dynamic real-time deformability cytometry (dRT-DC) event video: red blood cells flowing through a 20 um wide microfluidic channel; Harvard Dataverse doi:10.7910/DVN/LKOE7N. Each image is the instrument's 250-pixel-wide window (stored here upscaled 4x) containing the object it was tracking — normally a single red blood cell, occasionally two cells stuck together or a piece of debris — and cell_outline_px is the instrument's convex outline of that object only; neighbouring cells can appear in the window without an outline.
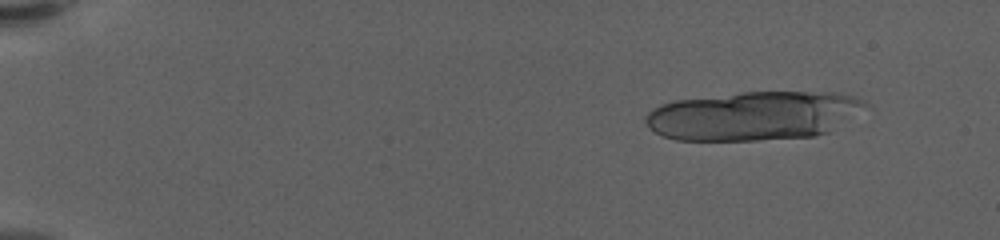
{"species": "human", "species_latin": "Homo sapiens", "temperature_condition": "warm", "stored_images_in_passage": 12, "camera_frame_rate_fps": 3000, "um_per_image_px": 0.085, "donor": {"sex": "female"}, "frame": {"image": 1, "passage_image": 3, "time_ms": 0.667, "image_size_px": [1000, 240], "cell_outline_px": [[872, 108], [828, 132], [812, 136], [760, 140], [676, 140], [664, 136], [648, 128], [644, 120], [644, 116], [652, 108], [660, 104], [672, 100], [740, 92], [840, 92], [864, 100], [872, 104]], "centroid_in_image_um": [64.11, 9.82], "position_along_channel_um": 20.9, "area_um2": 63.64}}